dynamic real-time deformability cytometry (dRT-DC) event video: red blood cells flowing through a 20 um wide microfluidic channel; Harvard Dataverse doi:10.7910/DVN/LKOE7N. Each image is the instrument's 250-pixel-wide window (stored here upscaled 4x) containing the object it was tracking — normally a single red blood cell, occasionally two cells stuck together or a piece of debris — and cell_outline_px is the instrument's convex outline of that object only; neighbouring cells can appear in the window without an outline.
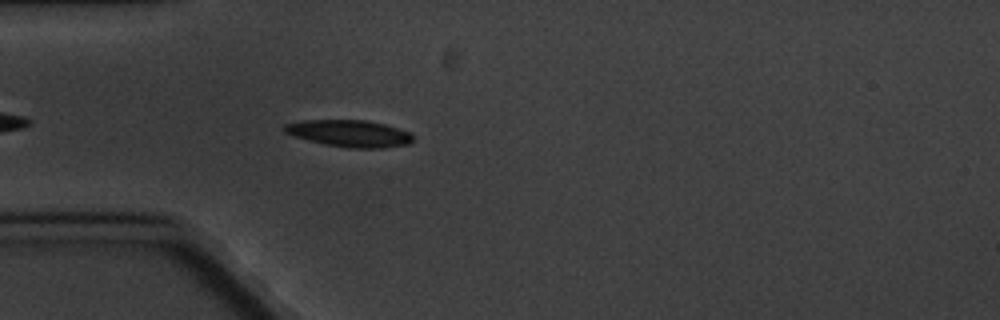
{"species": "common noctule bat (a hibernating species)", "species_latin": "Nyctalus noctula", "temperature_condition": "cold", "stored_images_in_passage": 5, "camera_frame_rate_fps": 3000, "um_per_image_px": 0.085, "animal": {"sex": "male", "body_mass_g": 20.1, "forearm_length_mm": 53.5}, "frame": {"image": 1, "passage_image": 5, "time_ms": 4.667, "image_size_px": [1000, 320], "cell_outline_px": [[412, 140], [408, 144], [384, 148], [348, 148], [324, 144], [292, 136], [284, 132], [284, 124], [304, 120], [364, 120], [384, 124], [408, 132], [412, 136]], "centroid_in_image_um": [29.66, 11.34], "position_along_channel_um": 55.3, "area_um2": 20.0}}